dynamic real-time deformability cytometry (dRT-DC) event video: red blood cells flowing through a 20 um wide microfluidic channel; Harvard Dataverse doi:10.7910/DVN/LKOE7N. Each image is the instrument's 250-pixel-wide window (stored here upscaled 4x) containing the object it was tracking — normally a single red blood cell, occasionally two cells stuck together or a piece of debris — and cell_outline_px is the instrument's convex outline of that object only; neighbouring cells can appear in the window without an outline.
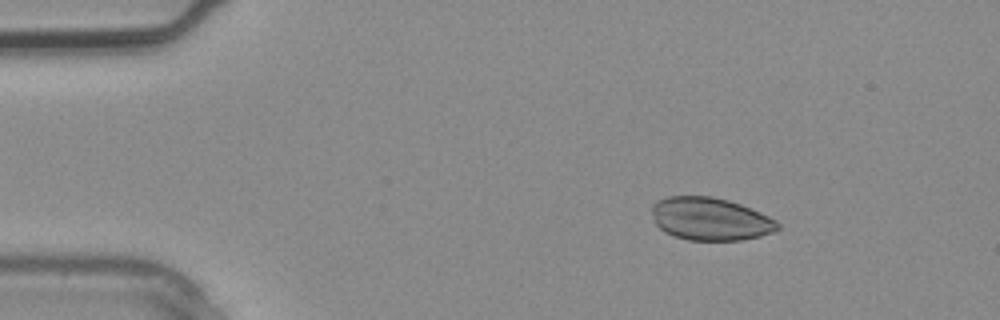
{"species": "common noctule bat (a hibernating species)", "species_latin": "Nyctalus noctula", "temperature_condition": "warm", "stored_images_in_passage": 3, "camera_frame_rate_fps": 3000, "um_per_image_px": 0.085, "animal": {"sex": "male", "body_mass_g": 20.4}, "frame": {"image": 1, "passage_image": 1, "time_ms": 0.0, "image_size_px": [1000, 320], "cell_outline_px": [[780, 228], [772, 232], [760, 236], [740, 240], [688, 240], [664, 232], [656, 224], [652, 212], [652, 204], [656, 200], [668, 196], [712, 196], [728, 200], [740, 204], [760, 212], [776, 220], [780, 224]], "centroid_in_image_um": [60.37, 18.6], "position_along_channel_um": 24.6, "area_um2": 31.39}}